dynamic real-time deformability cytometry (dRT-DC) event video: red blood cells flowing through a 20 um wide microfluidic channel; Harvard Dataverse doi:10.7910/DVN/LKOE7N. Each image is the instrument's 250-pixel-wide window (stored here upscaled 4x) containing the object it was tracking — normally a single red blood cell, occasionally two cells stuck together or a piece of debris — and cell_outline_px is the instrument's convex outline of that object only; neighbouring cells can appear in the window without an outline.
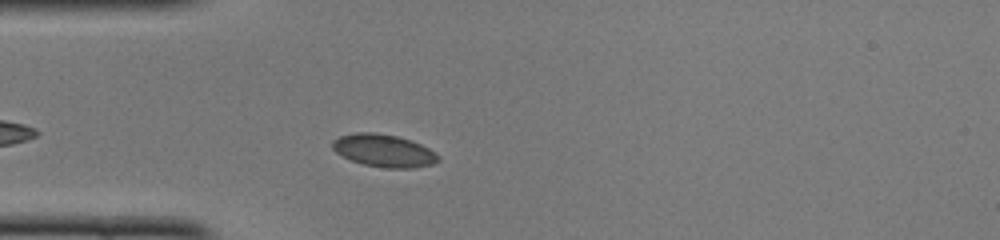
{"species": "common noctule bat (a hibernating species)", "species_latin": "Nyctalus noctula", "temperature_condition": "cold", "stored_images_in_passage": 11, "camera_frame_rate_fps": 3000, "um_per_image_px": 0.085, "animal": {"sex": "female", "body_mass_g": 22.0, "forearm_length_mm": 56.7}, "frame": {"image": 1, "passage_image": 7, "time_ms": 2.0, "image_size_px": [1000, 240], "cell_outline_px": [[440, 160], [432, 164], [412, 168], [384, 168], [364, 164], [352, 160], [336, 152], [332, 148], [332, 140], [340, 136], [356, 132], [372, 132], [396, 136], [420, 144], [436, 152], [440, 156]], "centroid_in_image_um": [32.63, 12.8], "position_along_channel_um": 52.4, "area_um2": 19.94}}
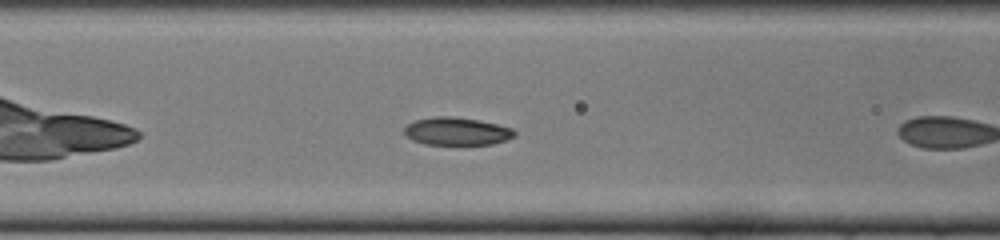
{"frame": {"image": 2, "passage_image": 10, "time_ms": 3.0, "image_size_px": [1000, 240], "cell_outline_px": [[516, 136], [492, 144], [460, 148], [424, 144], [412, 140], [404, 132], [404, 128], [408, 124], [416, 120], [436, 116], [452, 116], [476, 120], [496, 124], [512, 128], [516, 132]], "centroid_in_image_um": [38.83, 11.22], "position_along_channel_um": 127.8, "area_um2": 18.61}}